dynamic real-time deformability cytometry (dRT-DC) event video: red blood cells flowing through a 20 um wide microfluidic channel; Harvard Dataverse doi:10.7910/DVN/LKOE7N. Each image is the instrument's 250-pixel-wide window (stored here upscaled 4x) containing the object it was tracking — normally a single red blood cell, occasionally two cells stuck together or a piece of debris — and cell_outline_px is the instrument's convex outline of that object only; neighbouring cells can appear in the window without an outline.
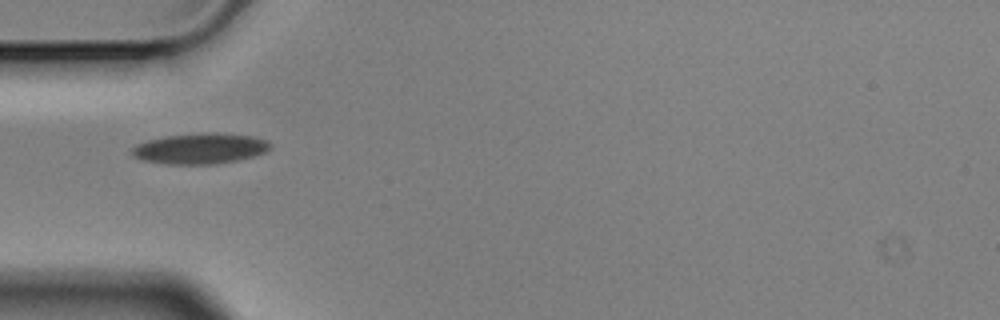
{"species": "Egyptian fruit bat (a non-hibernating species)", "species_latin": "Rousettus aegyptiacus", "temperature_condition": "cold", "stored_images_in_passage": 4, "camera_frame_rate_fps": 3000, "um_per_image_px": 0.085, "animal": {"sex": "male"}, "frame": {"image": 1, "passage_image": 3, "time_ms": 0.667, "image_size_px": [1000, 320], "cell_outline_px": [[272, 148], [264, 152], [252, 156], [236, 160], [212, 164], [168, 164], [144, 160], [132, 156], [132, 148], [136, 144], [148, 140], [168, 136], [204, 132], [212, 132], [252, 136], [268, 140], [272, 144]], "centroid_in_image_um": [17.03, 12.61], "position_along_channel_um": 68.0, "area_um2": 24.57}}
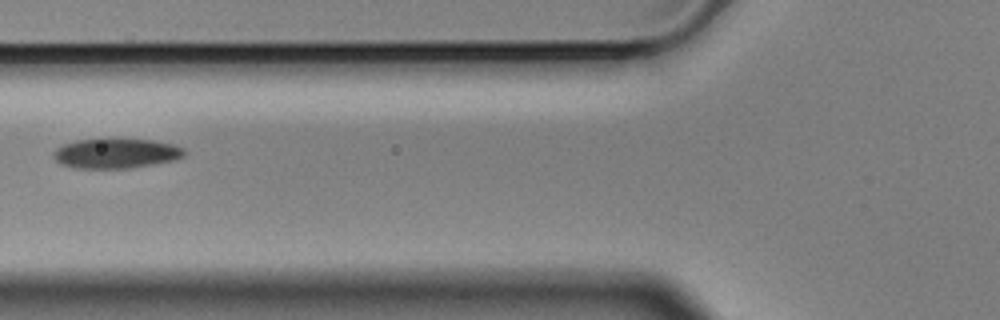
{"frame": {"image": 2, "passage_image": 4, "time_ms": 1.0, "image_size_px": [1000, 320], "cell_outline_px": [[188, 152], [184, 156], [176, 160], [128, 168], [76, 168], [60, 164], [52, 156], [52, 152], [56, 148], [64, 144], [76, 140], [100, 136], [116, 136], [152, 140], [176, 144], [184, 148]], "centroid_in_image_um": [9.87, 12.97], "position_along_channel_um": 115.9, "area_um2": 23.99}}